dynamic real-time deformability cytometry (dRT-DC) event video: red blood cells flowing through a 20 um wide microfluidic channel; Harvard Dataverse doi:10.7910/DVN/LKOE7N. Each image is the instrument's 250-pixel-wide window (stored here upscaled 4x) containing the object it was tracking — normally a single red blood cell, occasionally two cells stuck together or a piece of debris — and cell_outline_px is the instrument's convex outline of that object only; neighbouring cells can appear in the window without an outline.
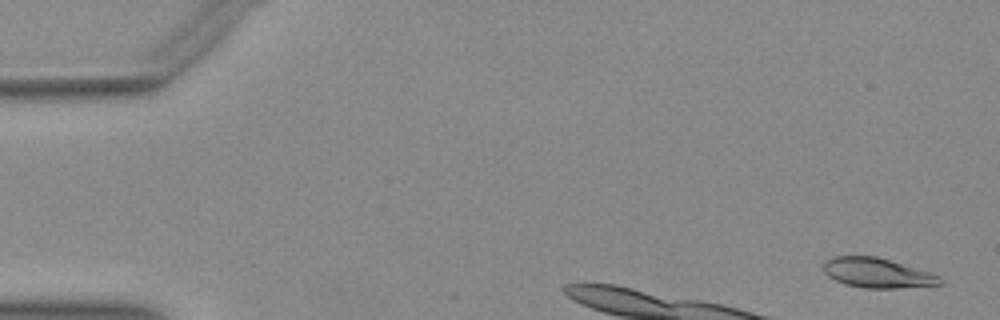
{"species": "Egyptian fruit bat (a non-hibernating species)", "species_latin": "Rousettus aegyptiacus", "temperature_condition": "warm", "stored_images_in_passage": 11, "camera_frame_rate_fps": 3000, "um_per_image_px": 0.085, "animal": {"sex": "female"}, "frame": {"image": 1, "passage_image": 2, "time_ms": 0.333, "image_size_px": [1000, 320], "cell_outline_px": [[940, 284], [896, 288], [864, 288], [844, 284], [828, 276], [824, 272], [824, 264], [832, 256], [876, 256], [928, 272], [940, 276]], "centroid_in_image_um": [74.51, 23.2], "position_along_channel_um": 10.5, "area_um2": 19.77}}